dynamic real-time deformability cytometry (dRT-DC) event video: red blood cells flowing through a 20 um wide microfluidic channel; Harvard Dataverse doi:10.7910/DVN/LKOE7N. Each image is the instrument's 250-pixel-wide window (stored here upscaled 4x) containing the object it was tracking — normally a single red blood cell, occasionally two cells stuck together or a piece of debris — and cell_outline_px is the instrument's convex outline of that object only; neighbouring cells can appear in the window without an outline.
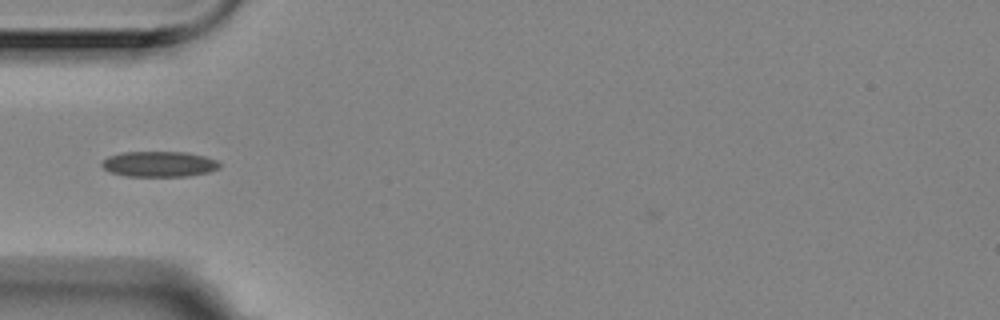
{"species": "Egyptian fruit bat (a non-hibernating species)", "species_latin": "Rousettus aegyptiacus", "temperature_condition": "room temperature", "stored_images_in_passage": 8, "camera_frame_rate_fps": 3000, "um_per_image_px": 0.085, "animal": {"sex": "female"}, "frame": {"image": 1, "passage_image": 3, "time_ms": 0.667, "image_size_px": [1000, 320], "cell_outline_px": [[220, 168], [208, 172], [188, 176], [124, 176], [112, 172], [104, 168], [100, 164], [108, 156], [124, 152], [188, 152], [204, 156], [216, 160], [220, 164]], "centroid_in_image_um": [13.54, 13.94], "position_along_channel_um": 71.5, "area_um2": 17.46}}
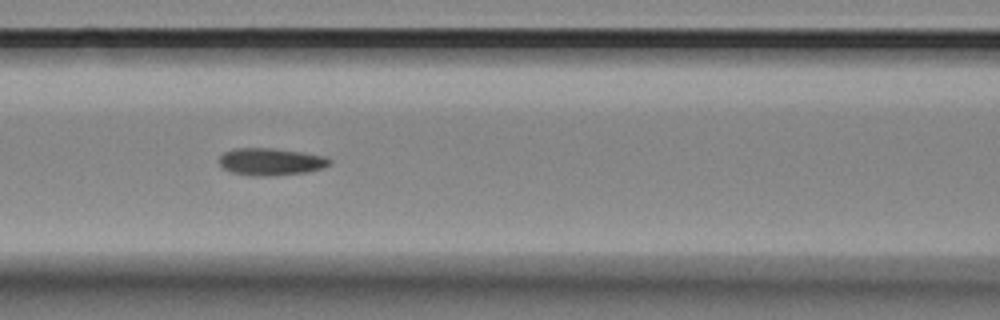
{"frame": {"image": 2, "passage_image": 5, "time_ms": 1.333, "image_size_px": [1000, 320], "cell_outline_px": [[332, 164], [324, 168], [308, 172], [272, 176], [252, 176], [232, 172], [224, 168], [216, 160], [224, 152], [232, 148], [272, 148], [304, 152], [324, 156], [332, 160]], "centroid_in_image_um": [23.03, 13.74], "position_along_channel_um": 143.6, "area_um2": 17.86}}
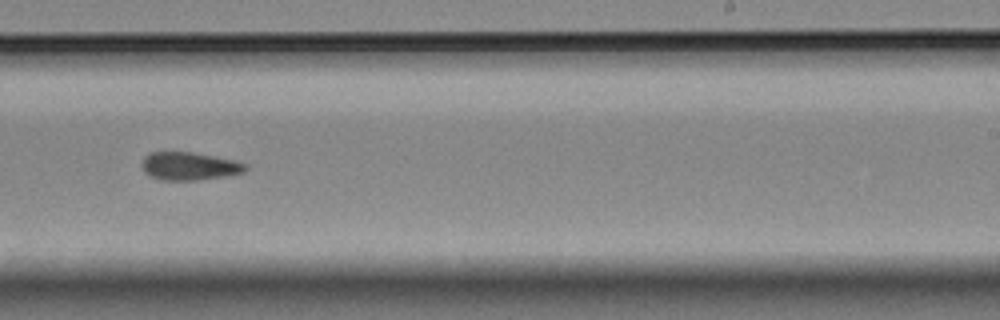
{"frame": {"image": 3, "passage_image": 8, "time_ms": 2.333, "image_size_px": [1000, 320], "cell_outline_px": [[248, 168], [244, 172], [228, 176], [200, 180], [160, 180], [144, 172], [144, 156], [152, 152], [192, 152], [232, 160], [244, 164]], "centroid_in_image_um": [16.11, 14.13], "position_along_channel_um": 272.9, "area_um2": 16.65}}